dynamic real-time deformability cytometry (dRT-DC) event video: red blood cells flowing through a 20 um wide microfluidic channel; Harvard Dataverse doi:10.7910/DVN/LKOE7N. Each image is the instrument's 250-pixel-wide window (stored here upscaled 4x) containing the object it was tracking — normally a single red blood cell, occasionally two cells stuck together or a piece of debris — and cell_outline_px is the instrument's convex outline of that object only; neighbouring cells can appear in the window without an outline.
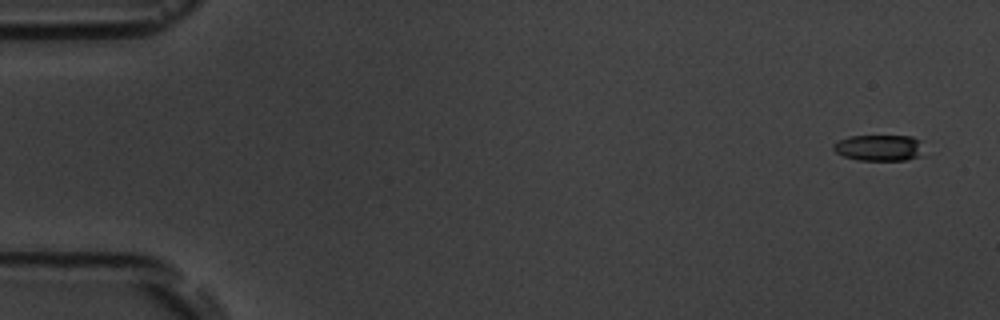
{"species": "common noctule bat (a hibernating species)", "species_latin": "Nyctalus noctula", "temperature_condition": "room temperature", "stored_images_in_passage": 7, "camera_frame_rate_fps": 3000, "um_per_image_px": 0.085, "animal": {"sex": "male", "body_mass_g": 19.5, "forearm_length_mm": 54.6}, "frame": {"image": 1, "passage_image": 1, "time_ms": 0.0, "image_size_px": [1000, 320], "cell_outline_px": [[924, 156], [908, 160], [856, 160], [844, 156], [836, 152], [832, 148], [832, 144], [836, 140], [848, 136], [912, 136], [920, 140]], "centroid_in_image_um": [74.73, 12.56], "position_along_channel_um": 10.3, "area_um2": 14.1}}
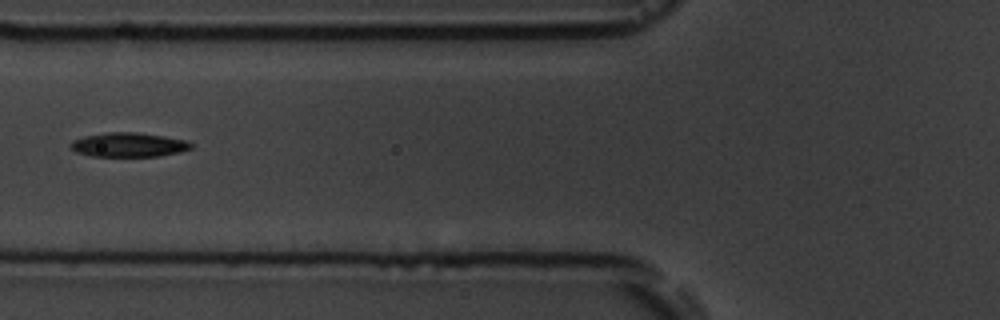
{"frame": {"image": 2, "passage_image": 7, "time_ms": 6.667, "image_size_px": [1000, 320], "cell_outline_px": [[196, 144], [192, 148], [180, 152], [160, 156], [92, 156], [76, 152], [72, 148], [72, 140], [84, 136], [108, 132], [136, 132], [164, 136], [188, 140]], "centroid_in_image_um": [11.01, 12.3], "position_along_channel_um": 114.8, "area_um2": 17.11}}